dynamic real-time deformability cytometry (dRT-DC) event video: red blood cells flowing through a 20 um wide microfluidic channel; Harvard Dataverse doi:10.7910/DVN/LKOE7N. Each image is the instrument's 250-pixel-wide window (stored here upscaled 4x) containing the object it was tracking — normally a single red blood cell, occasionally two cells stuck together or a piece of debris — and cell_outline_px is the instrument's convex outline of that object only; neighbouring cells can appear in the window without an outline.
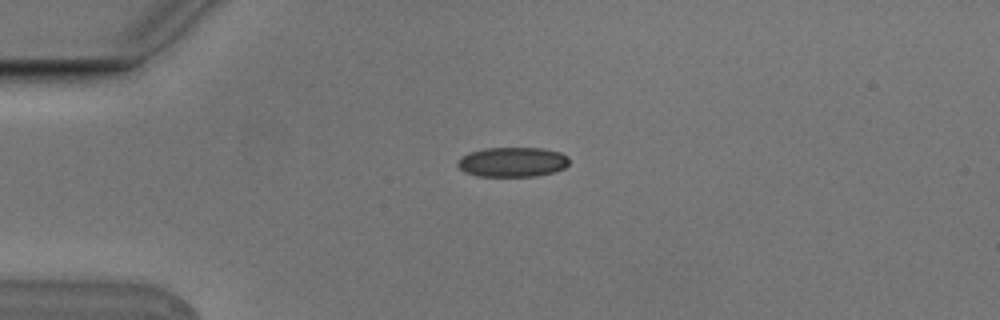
{"species": "Egyptian fruit bat (a non-hibernating species)", "species_latin": "Rousettus aegyptiacus", "temperature_condition": "cold", "stored_images_in_passage": 7, "camera_frame_rate_fps": 3000, "um_per_image_px": 0.085, "animal": {"sex": "male"}, "frame": {"image": 1, "passage_image": 1, "time_ms": 0.0, "image_size_px": [1000, 320], "cell_outline_px": [[568, 164], [564, 168], [552, 172], [536, 176], [476, 176], [464, 172], [456, 164], [456, 160], [468, 152], [484, 148], [540, 148], [560, 152], [568, 156]], "centroid_in_image_um": [43.51, 13.77], "position_along_channel_um": 41.5, "area_um2": 19.42}}
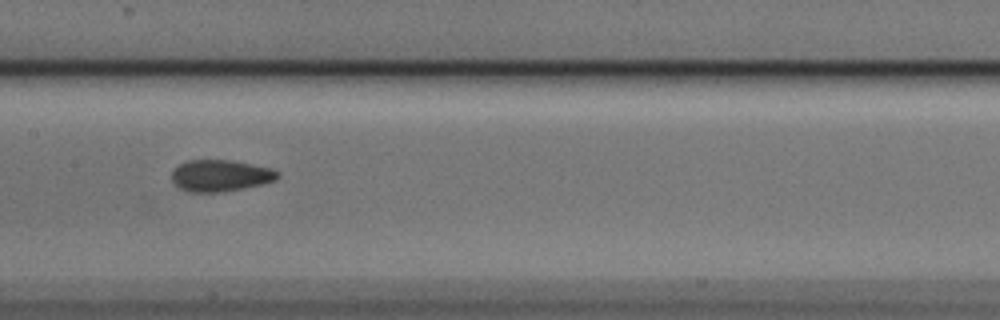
{"frame": {"image": 2, "passage_image": 5, "time_ms": 1.333, "image_size_px": [1000, 320], "cell_outline_px": [[280, 176], [276, 180], [244, 188], [220, 192], [188, 192], [180, 188], [172, 180], [172, 172], [180, 164], [188, 160], [232, 160], [272, 168], [280, 172]], "centroid_in_image_um": [18.76, 14.92], "position_along_channel_um": 188.6, "area_um2": 19.48}}
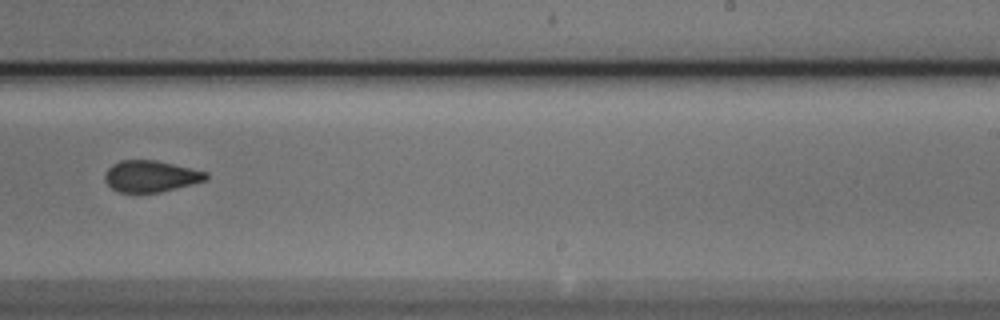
{"frame": {"image": 3, "passage_image": 7, "time_ms": 2.0, "image_size_px": [1000, 320], "cell_outline_px": [[208, 180], [160, 192], [116, 192], [104, 180], [104, 176], [108, 168], [112, 164], [120, 160], [156, 160], [208, 172]], "centroid_in_image_um": [12.81, 14.97], "position_along_channel_um": 276.2, "area_um2": 18.55}}